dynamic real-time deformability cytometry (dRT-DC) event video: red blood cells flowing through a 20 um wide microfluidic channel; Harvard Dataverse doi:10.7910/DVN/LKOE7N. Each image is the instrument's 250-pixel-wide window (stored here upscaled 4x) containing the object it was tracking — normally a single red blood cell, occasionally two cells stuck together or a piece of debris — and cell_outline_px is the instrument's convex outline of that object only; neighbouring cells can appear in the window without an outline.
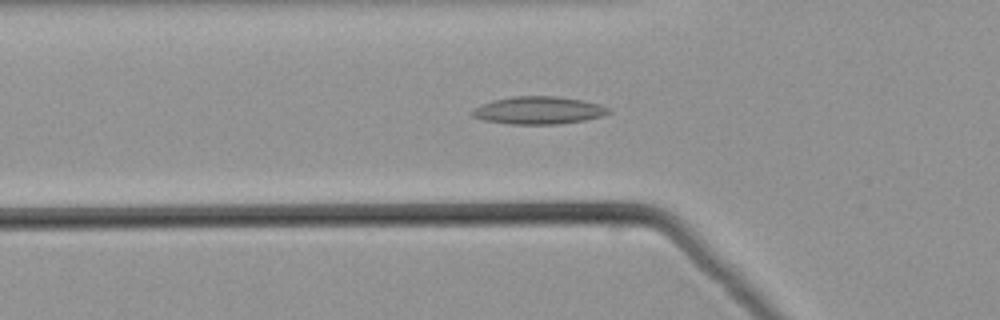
{"species": "common noctule bat (a hibernating species)", "species_latin": "Nyctalus noctula", "temperature_condition": "warm", "stored_images_in_passage": 42, "camera_frame_rate_fps": 3000, "um_per_image_px": 0.085, "animal": {"sex": "male", "body_mass_g": 21.5, "forearm_length_mm": 52.0}, "frame": {"image": 1, "passage_image": 8, "time_ms": 2.333, "image_size_px": [1000, 320], "cell_outline_px": [[612, 112], [600, 116], [584, 120], [556, 124], [508, 124], [484, 120], [472, 116], [468, 112], [484, 104], [496, 100], [512, 96], [556, 96], [580, 100], [600, 104], [608, 108]], "centroid_in_image_um": [45.77, 9.38], "position_along_channel_um": 80.0, "area_um2": 21.68}}
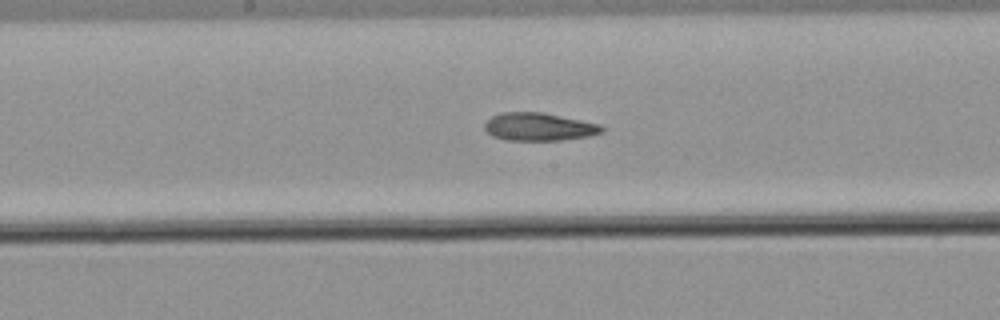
{"frame": {"image": 2, "passage_image": 17, "time_ms": 5.333, "image_size_px": [1000, 320], "cell_outline_px": [[604, 132], [588, 136], [560, 140], [504, 140], [492, 136], [484, 128], [484, 124], [492, 116], [504, 112], [544, 112], [600, 124], [604, 128]], "centroid_in_image_um": [45.81, 10.77], "position_along_channel_um": 202.4, "area_um2": 19.07}}
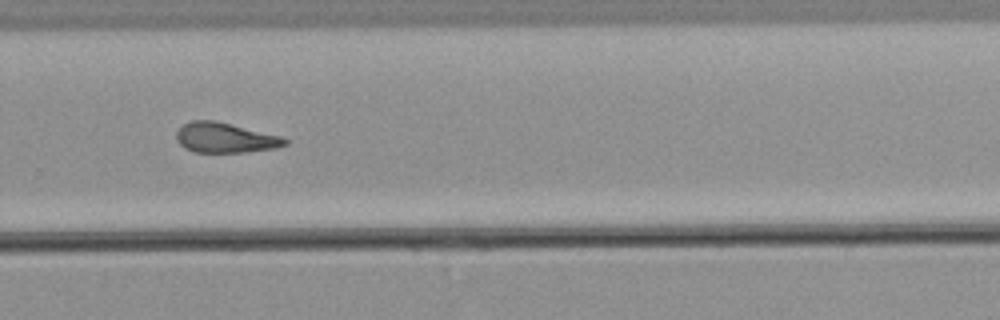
{"frame": {"image": 3, "passage_image": 25, "time_ms": 8.0, "image_size_px": [1000, 320], "cell_outline_px": [[288, 144], [276, 148], [244, 152], [196, 152], [184, 148], [176, 140], [176, 132], [184, 124], [192, 120], [212, 120], [280, 136], [288, 140]], "centroid_in_image_um": [19.11, 11.72], "position_along_channel_um": 310.7, "area_um2": 18.73}}